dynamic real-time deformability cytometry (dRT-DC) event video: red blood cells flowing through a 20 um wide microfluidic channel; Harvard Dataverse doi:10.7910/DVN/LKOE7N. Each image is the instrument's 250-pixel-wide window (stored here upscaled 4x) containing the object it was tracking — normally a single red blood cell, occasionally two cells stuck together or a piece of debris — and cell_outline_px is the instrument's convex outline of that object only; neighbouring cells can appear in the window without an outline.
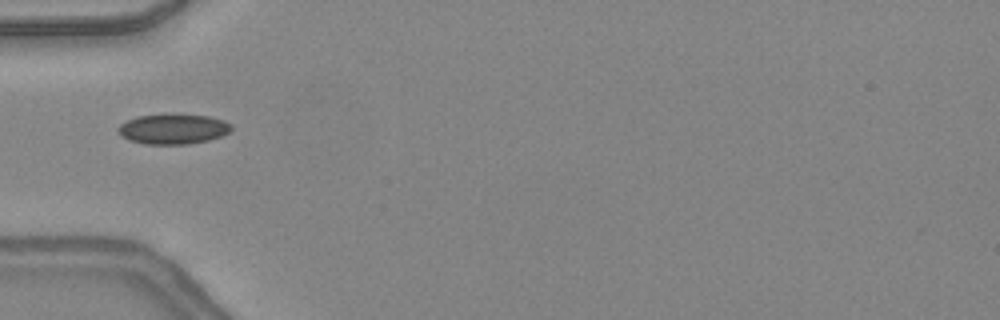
{"species": "common noctule bat (a hibernating species)", "species_latin": "Nyctalus noctula", "temperature_condition": "warm", "stored_images_in_passage": 32, "camera_frame_rate_fps": 3000, "um_per_image_px": 0.085, "animal": {"sex": "female", "body_mass_g": 24.6, "forearm_length_mm": 56.2}, "frame": {"image": 1, "passage_image": 1, "time_ms": 0.0, "image_size_px": [1000, 320], "cell_outline_px": [[232, 128], [228, 132], [220, 136], [208, 140], [188, 144], [144, 144], [128, 140], [116, 128], [120, 124], [136, 116], [208, 116], [224, 120], [232, 124]], "centroid_in_image_um": [14.72, 10.99], "position_along_channel_um": 70.3, "area_um2": 19.25}}
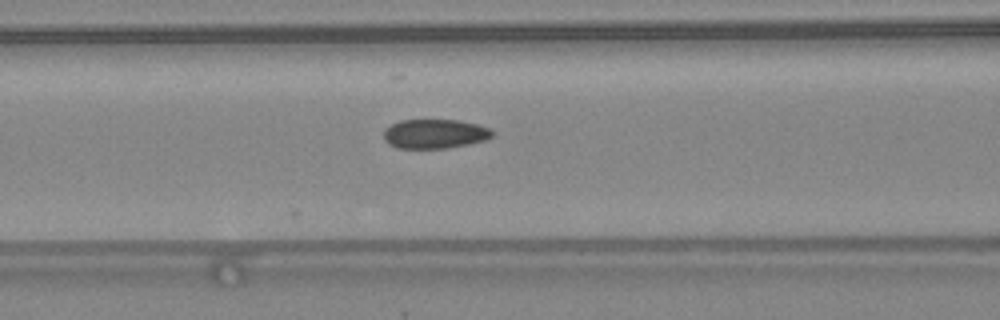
{"frame": {"image": 2, "passage_image": 5, "time_ms": 1.333, "image_size_px": [1000, 320], "cell_outline_px": [[492, 136], [484, 140], [468, 144], [448, 148], [396, 148], [388, 144], [384, 140], [384, 128], [400, 120], [460, 120], [476, 124], [488, 128], [492, 132]], "centroid_in_image_um": [36.9, 11.37], "position_along_channel_um": 129.7, "area_um2": 18.5}, "authors_computed_cell_mechanics": {"area_um2": 19.074, "velocity_mm_per_s": 4.3936, "shape_relaxation_time_tau1_ms": null, "shape_relaxation_time_tau2_ms": 2.0918, "deformation_change_tau1": null, "deformation_change_tau2": 0.0512}}